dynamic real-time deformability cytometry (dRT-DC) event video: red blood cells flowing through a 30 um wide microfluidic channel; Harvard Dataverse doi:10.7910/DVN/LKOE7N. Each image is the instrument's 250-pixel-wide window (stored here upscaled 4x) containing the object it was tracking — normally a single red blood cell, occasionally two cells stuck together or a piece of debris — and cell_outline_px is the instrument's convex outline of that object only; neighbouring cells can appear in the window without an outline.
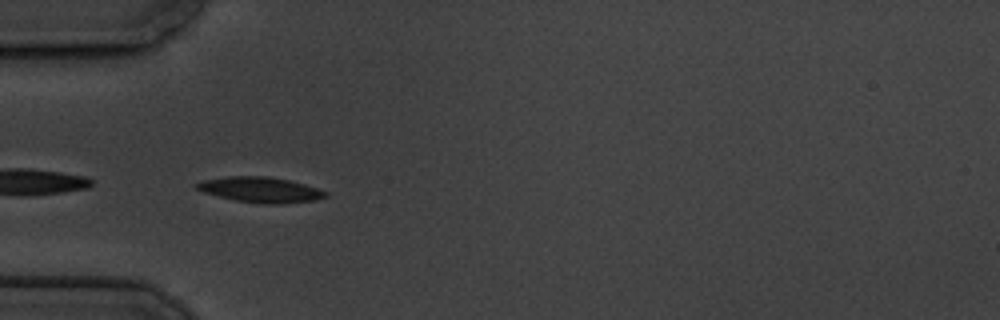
{"species": "common noctule bat (a hibernating species)", "species_latin": "Nyctalus noctula", "temperature_condition": "cold", "stored_images_in_passage": 5, "camera_frame_rate_fps": 3000, "um_per_image_px": 0.085, "animal": {"sex": "male", "body_mass_g": 19.5, "forearm_length_mm": 54.6}, "frame": {"image": 1, "passage_image": 3, "time_ms": 2.0, "image_size_px": [1000, 320], "cell_outline_px": [[328, 196], [316, 200], [280, 204], [260, 204], [236, 200], [204, 192], [196, 188], [192, 184], [200, 180], [228, 176], [268, 176], [288, 180], [304, 184], [328, 192]], "centroid_in_image_um": [22.12, 16.12], "position_along_channel_um": 62.9, "area_um2": 19.13}}
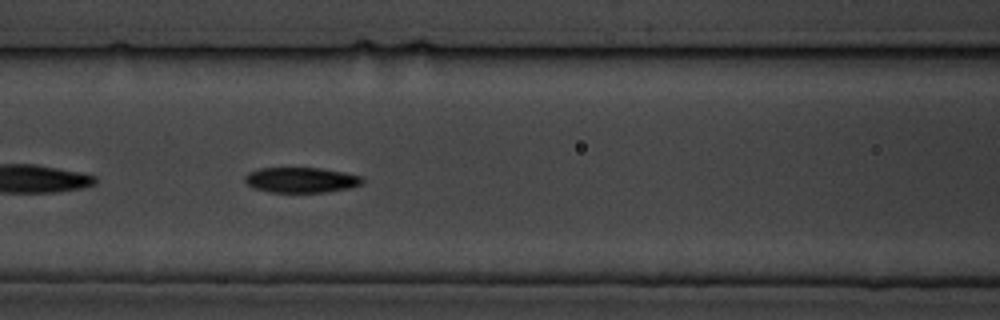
{"frame": {"image": 2, "passage_image": 5, "time_ms": 4.333, "image_size_px": [1000, 320], "cell_outline_px": [[364, 184], [348, 188], [328, 192], [268, 192], [252, 188], [244, 180], [244, 176], [248, 172], [260, 168], [320, 168], [344, 172], [364, 176]], "centroid_in_image_um": [25.61, 15.3], "position_along_channel_um": 141.0, "area_um2": 17.57}}